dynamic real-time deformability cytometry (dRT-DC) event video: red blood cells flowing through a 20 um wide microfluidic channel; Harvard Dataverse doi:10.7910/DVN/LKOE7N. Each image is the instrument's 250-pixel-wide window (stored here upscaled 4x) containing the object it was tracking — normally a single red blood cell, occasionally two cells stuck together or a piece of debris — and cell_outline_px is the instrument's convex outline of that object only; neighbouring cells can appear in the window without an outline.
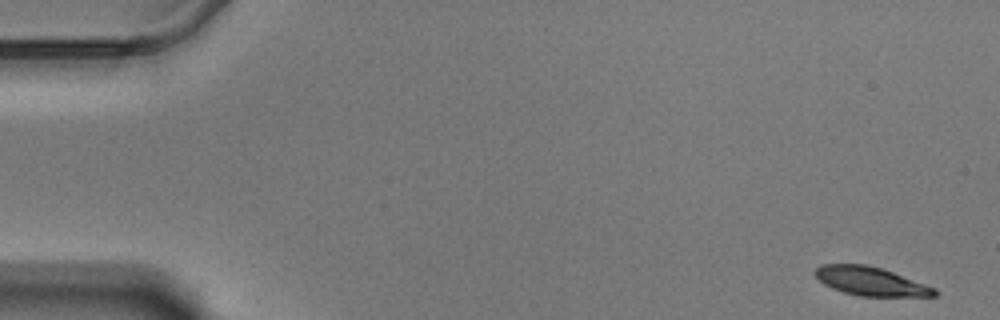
{"species": "Egyptian fruit bat (a non-hibernating species)", "species_latin": "Rousettus aegyptiacus", "temperature_condition": "warm", "stored_images_in_passage": 58, "camera_frame_rate_fps": 3000, "um_per_image_px": 0.085, "animal": {"sex": "male"}, "frame": {"image": 1, "passage_image": 1, "time_ms": 0.0, "image_size_px": [1000, 320], "cell_outline_px": [[940, 292], [936, 296], [860, 296], [844, 292], [832, 288], [824, 284], [812, 272], [820, 264], [868, 264], [892, 272], [936, 288]], "centroid_in_image_um": [74.0, 23.9], "position_along_channel_um": 11.0, "area_um2": 19.88}}
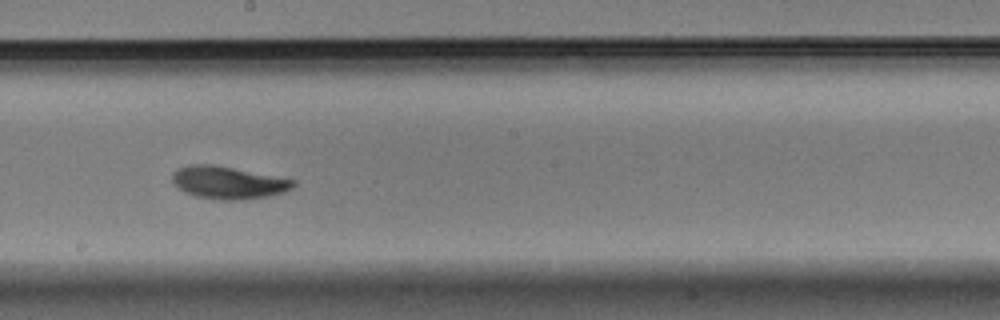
{"frame": {"image": 2, "passage_image": 32, "time_ms": 10.333, "image_size_px": [1000, 320], "cell_outline_px": [[296, 184], [292, 188], [284, 192], [268, 196], [244, 200], [216, 200], [196, 196], [184, 192], [172, 180], [172, 172], [180, 168], [192, 164], [216, 164], [296, 180]], "centroid_in_image_um": [19.42, 15.52], "position_along_channel_um": 228.8, "area_um2": 23.06}}
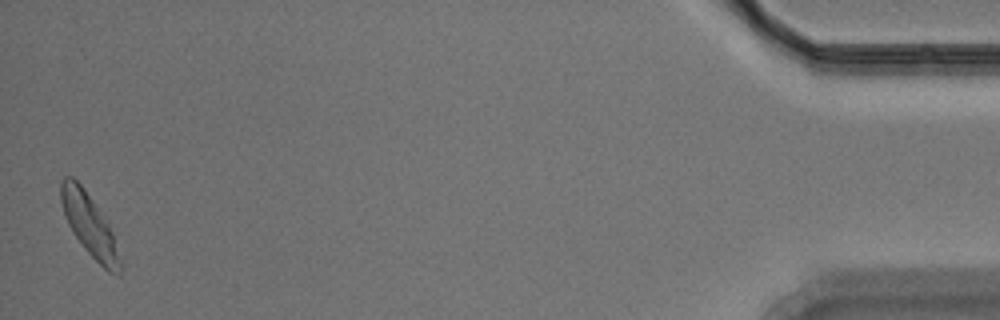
{"frame": {"image": 3, "passage_image": 57, "time_ms": 18.667, "image_size_px": [1000, 320], "cell_outline_px": [[120, 276], [108, 272], [84, 248], [72, 232], [68, 224], [60, 200], [60, 180], [64, 176], [72, 176], [84, 188], [108, 224], [112, 232], [120, 260]], "centroid_in_image_um": [7.56, 19.1], "position_along_channel_um": 427.6, "area_um2": 20.87}, "authors_computed_cell_mechanics": {"area_um2": 21.7039, "velocity_mm_per_s": 3.4394, "shape_relaxation_time_tau1_ms": 2.2403, "shape_relaxation_time_tau2_ms": 2.9791, "deformation_change_tau1": 0.1127, "deformation_change_tau2": 0.0701}}